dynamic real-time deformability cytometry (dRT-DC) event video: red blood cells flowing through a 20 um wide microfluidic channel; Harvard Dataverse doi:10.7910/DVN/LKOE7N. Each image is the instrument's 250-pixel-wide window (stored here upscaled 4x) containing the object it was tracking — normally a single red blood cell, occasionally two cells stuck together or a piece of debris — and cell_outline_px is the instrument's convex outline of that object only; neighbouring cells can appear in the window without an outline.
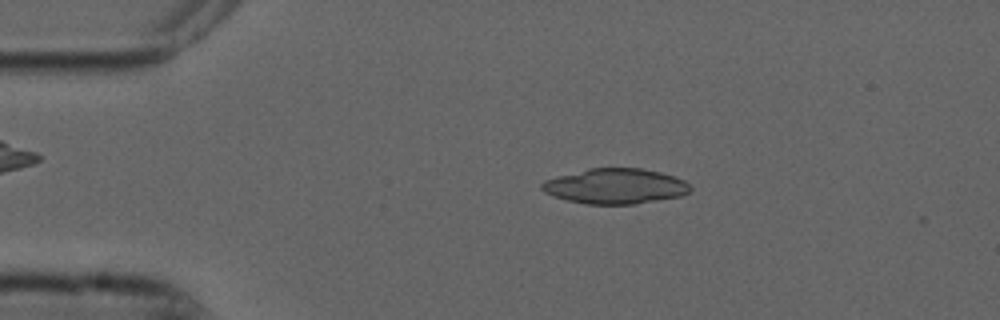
{"species": "common noctule bat (a hibernating species)", "species_latin": "Nyctalus noctula", "temperature_condition": "cold", "stored_images_in_passage": 46, "camera_frame_rate_fps": 3000, "um_per_image_px": 0.085, "animal": {"sex": "male", "forearm_length_mm": 52.5}, "frame": {"image": 1, "passage_image": 3, "time_ms": 0.667, "image_size_px": [1000, 320], "cell_outline_px": [[692, 188], [688, 192], [680, 196], [636, 204], [584, 204], [552, 196], [544, 192], [540, 188], [540, 184], [544, 180], [556, 176], [588, 168], [640, 168], [660, 172], [684, 180]], "centroid_in_image_um": [52.25, 15.82], "position_along_channel_um": 32.7, "area_um2": 30.58}}